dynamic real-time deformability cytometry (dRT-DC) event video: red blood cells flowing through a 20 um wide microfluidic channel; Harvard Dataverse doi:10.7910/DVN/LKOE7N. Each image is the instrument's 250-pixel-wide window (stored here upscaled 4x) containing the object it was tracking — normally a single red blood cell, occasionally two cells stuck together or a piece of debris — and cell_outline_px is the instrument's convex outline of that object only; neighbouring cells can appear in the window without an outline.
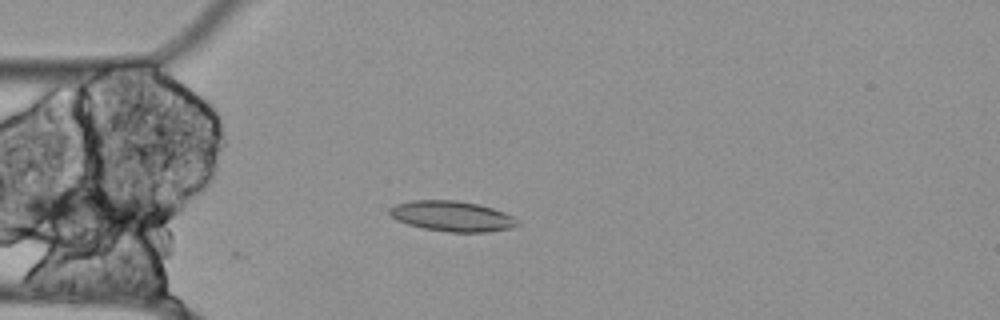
{"species": "Egyptian fruit bat (a non-hibernating species)", "species_latin": "Rousettus aegyptiacus", "temperature_condition": "cold", "stored_images_in_passage": 40, "camera_frame_rate_fps": 3000, "um_per_image_px": 0.085, "animal": {"sex": "female"}, "frame": {"image": 1, "passage_image": 1, "time_ms": 0.0, "image_size_px": [1000, 320], "cell_outline_px": [[520, 224], [512, 228], [484, 232], [448, 232], [424, 228], [408, 224], [396, 220], [388, 212], [388, 208], [396, 204], [412, 200], [456, 200], [480, 204], [504, 212], [512, 216]], "centroid_in_image_um": [38.41, 18.37], "position_along_channel_um": 46.6, "area_um2": 22.66}}
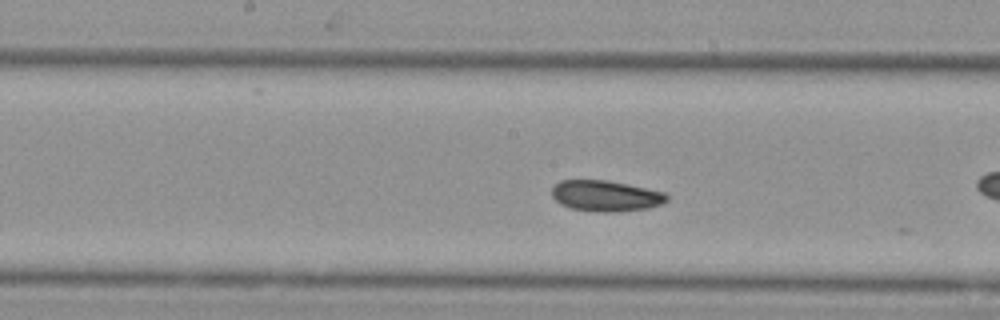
{"frame": {"image": 2, "passage_image": 11, "time_ms": 3.333, "image_size_px": [1000, 320], "cell_outline_px": [[668, 200], [660, 204], [648, 208], [616, 212], [596, 212], [572, 208], [560, 204], [552, 196], [552, 184], [560, 180], [608, 180], [628, 184], [664, 192], [668, 196]], "centroid_in_image_um": [51.46, 16.64], "position_along_channel_um": 196.7, "area_um2": 20.81}}
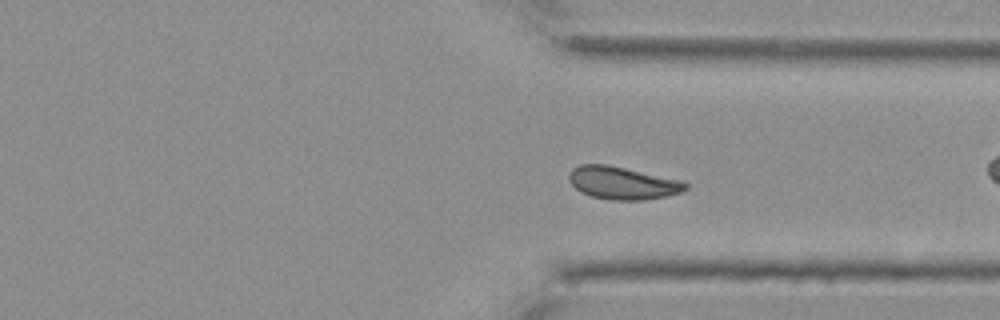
{"frame": {"image": 3, "passage_image": 25, "time_ms": 8.0, "image_size_px": [1000, 320], "cell_outline_px": [[688, 188], [684, 192], [668, 196], [644, 200], [612, 200], [592, 196], [580, 192], [568, 180], [568, 172], [572, 168], [580, 164], [604, 164], [684, 180], [688, 184]], "centroid_in_image_um": [52.95, 15.56], "position_along_channel_um": 358.5, "area_um2": 22.43}, "authors_computed_cell_mechanics": {"area_um2": 21.5305, "velocity_mm_per_s": 3.4566, "shape_relaxation_time_tau1_ms": null, "shape_relaxation_time_tau2_ms": 4.5537, "deformation_change_tau1": null, "deformation_change_tau2": 0.0563}}